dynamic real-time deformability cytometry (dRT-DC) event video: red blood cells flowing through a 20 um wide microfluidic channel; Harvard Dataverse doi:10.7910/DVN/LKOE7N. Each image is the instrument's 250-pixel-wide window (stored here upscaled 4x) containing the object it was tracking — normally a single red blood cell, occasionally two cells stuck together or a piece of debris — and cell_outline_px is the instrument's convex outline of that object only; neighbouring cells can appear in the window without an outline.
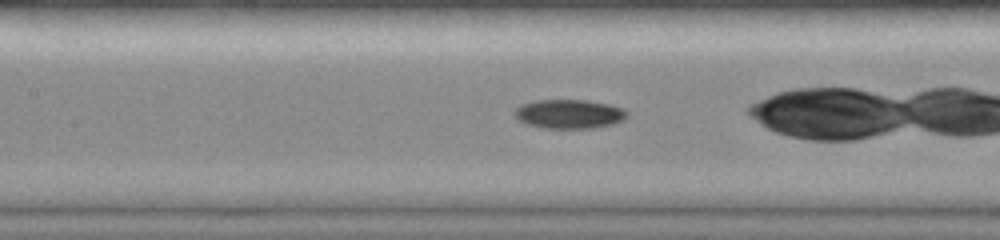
{"species": "common noctule bat (a hibernating species)", "species_latin": "Nyctalus noctula", "temperature_condition": "room temperature", "stored_images_in_passage": 37, "camera_frame_rate_fps": 3000, "um_per_image_px": 0.085, "animal": {"sex": "female", "body_mass_g": 19.0, "forearm_length_mm": 51.5}, "frame": {"image": 1, "passage_image": 14, "time_ms": 5.667, "image_size_px": [1000, 240], "cell_outline_px": [[628, 116], [624, 120], [612, 124], [592, 128], [544, 128], [524, 124], [512, 112], [520, 104], [532, 100], [584, 100], [608, 104], [624, 108], [628, 112]], "centroid_in_image_um": [48.36, 9.68], "position_along_channel_um": 159.0, "area_um2": 19.25}}
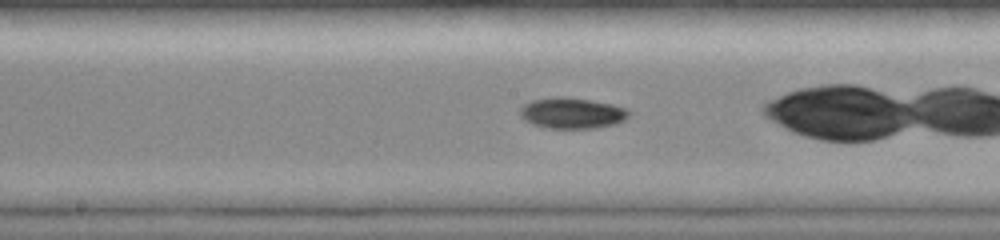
{"frame": {"image": 2, "passage_image": 16, "time_ms": 6.667, "image_size_px": [1000, 240], "cell_outline_px": [[632, 112], [624, 120], [616, 124], [596, 128], [548, 128], [532, 124], [524, 120], [520, 116], [520, 108], [524, 104], [532, 100], [556, 96], [564, 96], [592, 100], [612, 104], [628, 108]], "centroid_in_image_um": [48.64, 9.6], "position_along_channel_um": 199.6, "area_um2": 19.88}, "authors_computed_cell_mechanics": {"area_um2": 18.9006, "velocity_mm_per_s": 4.0606, "shape_relaxation_time_tau1_ms": null, "shape_relaxation_time_tau2_ms": 7.0618, "deformation_change_tau1": null, "deformation_change_tau2": 0.0729}}